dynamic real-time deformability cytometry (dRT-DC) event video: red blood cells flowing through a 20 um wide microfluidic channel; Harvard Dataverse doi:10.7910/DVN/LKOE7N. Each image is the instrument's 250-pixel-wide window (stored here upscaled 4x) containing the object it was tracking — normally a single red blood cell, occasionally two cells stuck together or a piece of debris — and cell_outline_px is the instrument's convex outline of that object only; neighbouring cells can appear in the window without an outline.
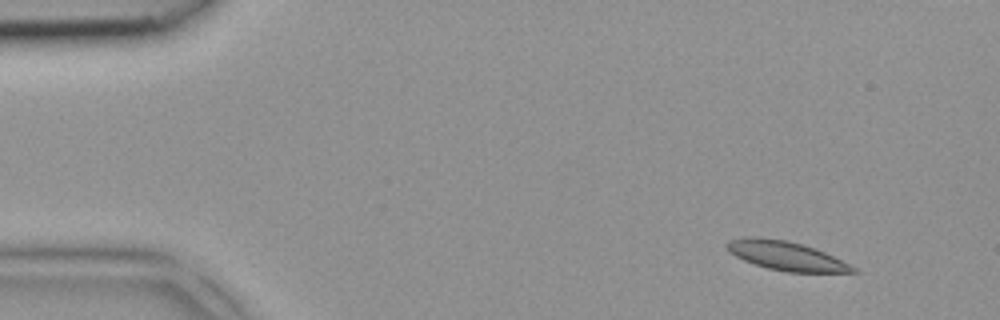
{"species": "common noctule bat (a hibernating species)", "species_latin": "Nyctalus noctula", "temperature_condition": "room temperature", "stored_images_in_passage": 4, "camera_frame_rate_fps": 3000, "um_per_image_px": 0.085, "animal": {"sex": "female", "body_mass_g": 18.4}, "frame": {"image": 1, "passage_image": 1, "time_ms": 0.0, "image_size_px": [1000, 320], "cell_outline_px": [[860, 272], [788, 272], [768, 268], [744, 260], [728, 252], [724, 244], [728, 240], [744, 236], [760, 236], [788, 240], [824, 252], [856, 268]], "centroid_in_image_um": [66.73, 21.71], "position_along_channel_um": 18.3, "area_um2": 21.21}}
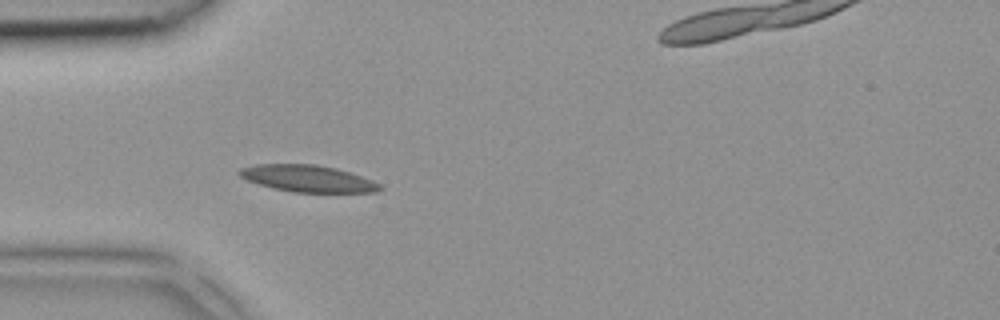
{"frame": {"image": 2, "passage_image": 3, "time_ms": 0.667, "image_size_px": [1000, 320], "cell_outline_px": [[384, 188], [376, 192], [292, 192], [272, 188], [248, 180], [240, 176], [236, 172], [240, 168], [256, 164], [316, 164], [336, 168], [372, 180], [380, 184]], "centroid_in_image_um": [26.15, 15.17], "position_along_channel_um": 58.9, "area_um2": 21.85}}